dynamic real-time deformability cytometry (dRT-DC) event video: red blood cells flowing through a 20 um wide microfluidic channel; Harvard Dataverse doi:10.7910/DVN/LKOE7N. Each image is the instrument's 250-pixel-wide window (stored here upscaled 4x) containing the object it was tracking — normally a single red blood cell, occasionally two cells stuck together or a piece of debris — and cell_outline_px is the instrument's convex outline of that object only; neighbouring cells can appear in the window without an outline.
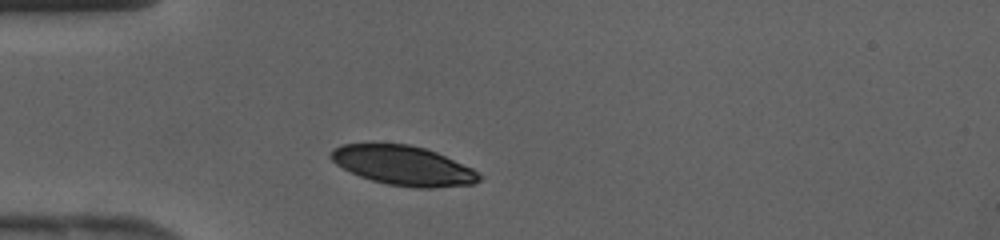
{"species": "human", "species_latin": "Homo sapiens", "temperature_condition": "cold", "stored_images_in_passage": 32, "camera_frame_rate_fps": 3000, "um_per_image_px": 0.085, "donor": {"sex": "female"}, "frame": {"image": 1, "passage_image": 1, "time_ms": 0.0, "image_size_px": [1000, 240], "cell_outline_px": [[484, 176], [480, 180], [472, 184], [432, 188], [412, 188], [388, 184], [372, 180], [360, 176], [336, 164], [328, 156], [328, 152], [332, 148], [340, 144], [408, 144], [424, 148], [436, 152], [472, 168]], "centroid_in_image_um": [34.27, 14.07], "position_along_channel_um": 50.7, "area_um2": 34.1}}
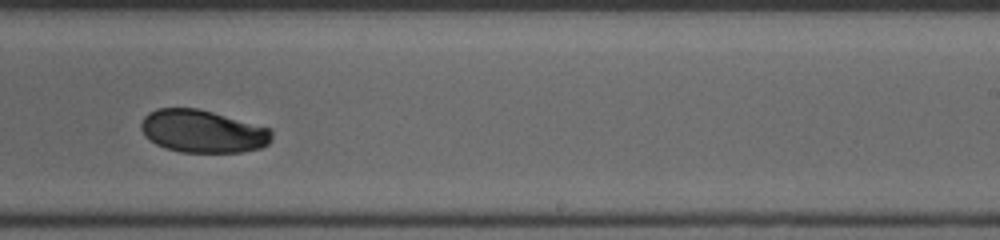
{"frame": {"image": 2, "passage_image": 16, "time_ms": 5.0, "image_size_px": [1000, 240], "cell_outline_px": [[272, 140], [268, 144], [260, 148], [240, 152], [180, 152], [156, 144], [148, 140], [144, 136], [140, 128], [140, 124], [144, 116], [148, 112], [156, 108], [196, 108], [212, 112], [272, 128]], "centroid_in_image_um": [17.21, 11.16], "position_along_channel_um": 271.8, "area_um2": 32.71}}
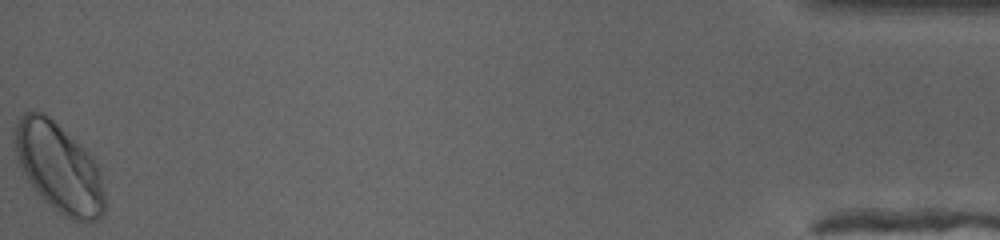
{"frame": {"image": 3, "passage_image": 32, "time_ms": 10.333, "image_size_px": [1000, 240], "cell_outline_px": [[104, 212], [96, 220], [72, 220], [64, 216], [44, 200], [32, 188], [16, 164], [12, 136], [12, 132], [16, 120], [24, 112], [36, 108], [44, 112], [84, 148], [96, 160], [100, 168], [104, 192]], "centroid_in_image_um": [4.93, 14.19], "position_along_channel_um": 430.3, "area_um2": 47.69}}